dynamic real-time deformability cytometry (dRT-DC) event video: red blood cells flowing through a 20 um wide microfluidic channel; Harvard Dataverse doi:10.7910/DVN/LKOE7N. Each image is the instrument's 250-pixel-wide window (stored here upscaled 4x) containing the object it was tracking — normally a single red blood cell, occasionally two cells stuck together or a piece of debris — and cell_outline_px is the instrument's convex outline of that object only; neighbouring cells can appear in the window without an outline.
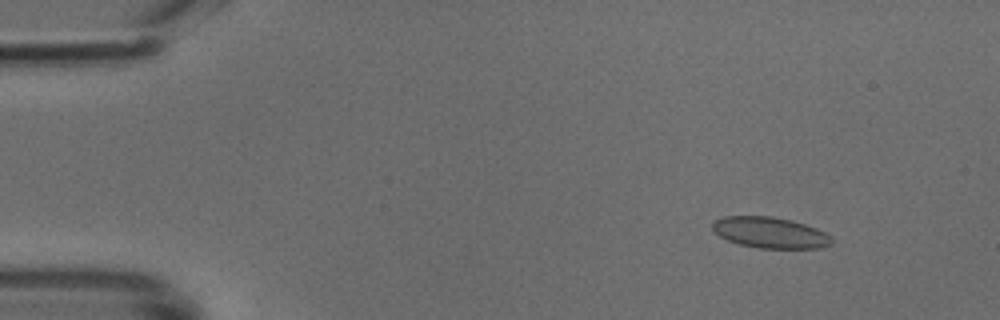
{"species": "common noctule bat (a hibernating species)", "species_latin": "Nyctalus noctula", "temperature_condition": "cold", "stored_images_in_passage": 48, "camera_frame_rate_fps": 3000, "um_per_image_px": 0.085, "animal": {"sex": "male", "body_mass_g": 18.8}, "frame": {"image": 1, "passage_image": 5, "time_ms": 1.333, "image_size_px": [1000, 320], "cell_outline_px": [[832, 244], [820, 248], [760, 248], [740, 244], [728, 240], [720, 236], [712, 228], [712, 220], [724, 216], [772, 216], [792, 220], [816, 228], [832, 236]], "centroid_in_image_um": [65.46, 19.76], "position_along_channel_um": 19.5, "area_um2": 21.56}}
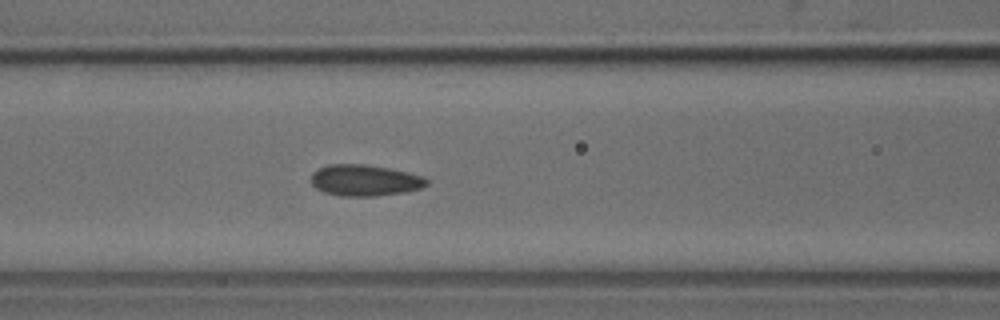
{"frame": {"image": 2, "passage_image": 20, "time_ms": 6.333, "image_size_px": [1000, 320], "cell_outline_px": [[428, 184], [420, 188], [404, 192], [376, 196], [340, 196], [324, 192], [316, 188], [312, 184], [312, 172], [328, 164], [368, 164], [408, 172], [424, 176], [428, 180]], "centroid_in_image_um": [31.01, 15.32], "position_along_channel_um": 135.6, "area_um2": 21.1}}
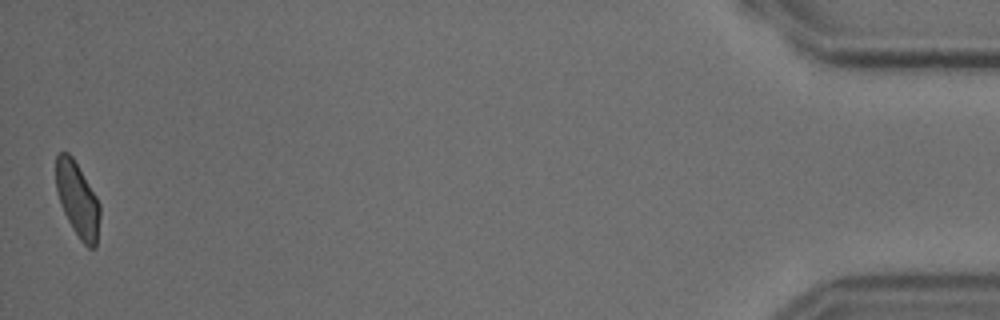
{"frame": {"image": 3, "passage_image": 48, "time_ms": 15.667, "image_size_px": [1000, 320], "cell_outline_px": [[100, 216], [96, 248], [88, 248], [80, 240], [72, 228], [60, 204], [56, 188], [56, 156], [60, 152], [68, 152], [72, 156], [96, 196], [100, 204]], "centroid_in_image_um": [6.59, 16.99], "position_along_channel_um": 428.6, "area_um2": 19.07}}